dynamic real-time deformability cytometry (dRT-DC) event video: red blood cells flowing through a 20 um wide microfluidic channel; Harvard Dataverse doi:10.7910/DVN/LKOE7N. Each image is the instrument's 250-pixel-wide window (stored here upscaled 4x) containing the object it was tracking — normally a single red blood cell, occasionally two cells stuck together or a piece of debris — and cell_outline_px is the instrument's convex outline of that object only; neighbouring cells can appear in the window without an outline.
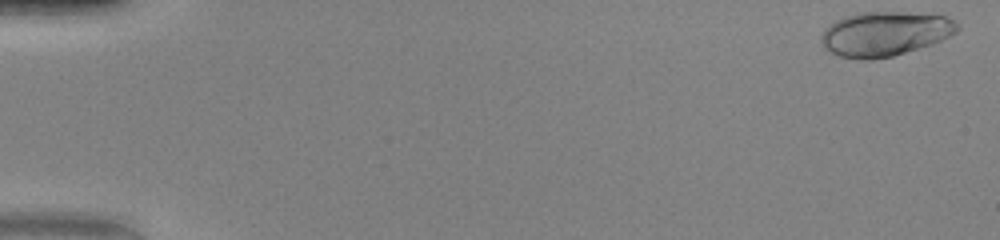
{"species": "human", "species_latin": "Homo sapiens", "temperature_condition": "warm", "stored_images_in_passage": 50, "camera_frame_rate_fps": 3000, "um_per_image_px": 0.085, "donor": {"sex": "female"}, "frame": {"image": 1, "passage_image": 1, "time_ms": 0.0, "image_size_px": [1000, 240], "cell_outline_px": [[960, 28], [956, 32], [940, 40], [892, 56], [872, 60], [860, 60], [840, 56], [832, 52], [820, 40], [820, 36], [824, 28], [828, 24], [844, 16], [856, 12], [908, 12], [944, 16], [956, 20], [960, 24]], "centroid_in_image_um": [75.19, 2.85], "position_along_channel_um": 9.8, "area_um2": 35.2}}
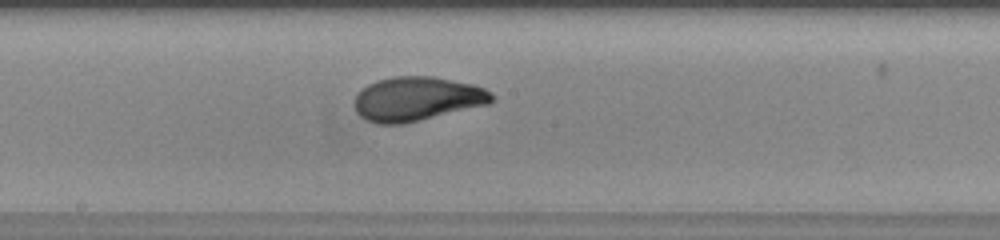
{"frame": {"image": 2, "passage_image": 28, "time_ms": 9.0, "image_size_px": [1000, 240], "cell_outline_px": [[496, 100], [488, 104], [404, 124], [376, 124], [364, 120], [356, 112], [356, 96], [368, 84], [376, 80], [392, 76], [432, 76], [472, 84], [484, 88], [492, 92], [496, 96]], "centroid_in_image_um": [35.47, 8.41], "position_along_channel_um": 212.7, "area_um2": 35.43}}
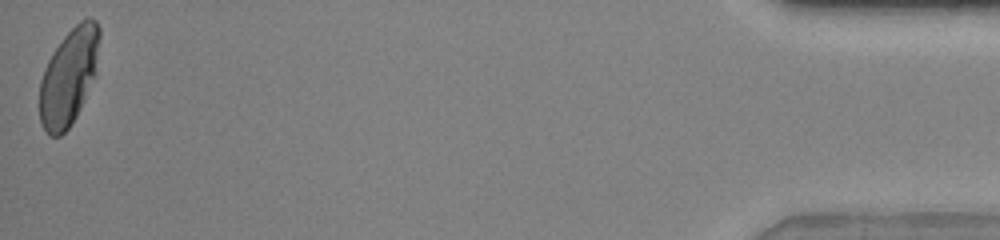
{"frame": {"image": 3, "passage_image": 50, "time_ms": 16.333, "image_size_px": [1000, 240], "cell_outline_px": [[100, 36], [96, 76], [76, 116], [68, 128], [60, 136], [48, 136], [40, 124], [40, 80], [44, 68], [52, 52], [64, 36], [80, 20], [88, 16], [96, 20], [100, 28]], "centroid_in_image_um": [5.86, 6.5], "position_along_channel_um": 429.3, "area_um2": 34.04}, "authors_computed_cell_mechanics": {"area_um2": 33.7841, "velocity_mm_per_s": 4.1438, "shape_relaxation_time_tau1_ms": 4.378, "shape_relaxation_time_tau2_ms": null, "deformation_change_tau1": 0.2059, "deformation_change_tau2": null}}